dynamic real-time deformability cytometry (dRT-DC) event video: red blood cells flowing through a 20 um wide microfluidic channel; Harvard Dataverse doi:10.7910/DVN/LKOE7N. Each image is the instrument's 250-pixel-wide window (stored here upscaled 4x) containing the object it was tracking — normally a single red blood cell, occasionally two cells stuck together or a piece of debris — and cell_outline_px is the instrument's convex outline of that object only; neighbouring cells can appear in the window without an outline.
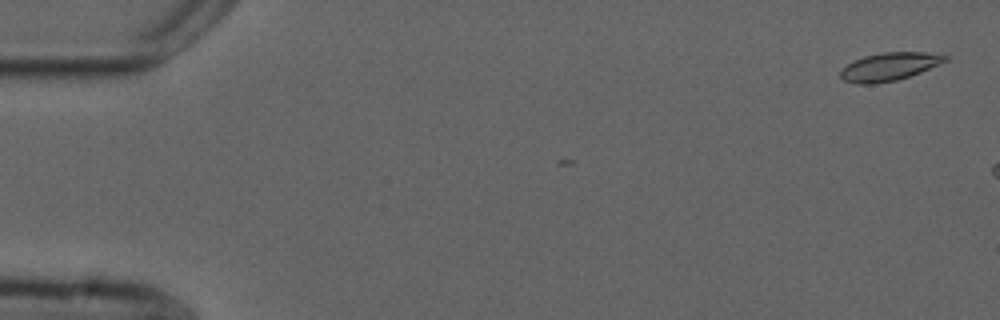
{"species": "common noctule bat (a hibernating species)", "species_latin": "Nyctalus noctula", "temperature_condition": "cold", "stored_images_in_passage": 2, "camera_frame_rate_fps": 3000, "um_per_image_px": 0.085, "animal": {"sex": "male", "forearm_length_mm": 52.5}, "frame": {"image": 1, "passage_image": 2, "time_ms": 0.333, "image_size_px": [1000, 320], "cell_outline_px": [[948, 60], [940, 64], [920, 72], [896, 80], [872, 84], [856, 84], [844, 80], [840, 76], [840, 72], [848, 64], [864, 56], [880, 52], [924, 52], [948, 56]], "centroid_in_image_um": [75.59, 5.66], "position_along_channel_um": 9.4, "area_um2": 16.88}}